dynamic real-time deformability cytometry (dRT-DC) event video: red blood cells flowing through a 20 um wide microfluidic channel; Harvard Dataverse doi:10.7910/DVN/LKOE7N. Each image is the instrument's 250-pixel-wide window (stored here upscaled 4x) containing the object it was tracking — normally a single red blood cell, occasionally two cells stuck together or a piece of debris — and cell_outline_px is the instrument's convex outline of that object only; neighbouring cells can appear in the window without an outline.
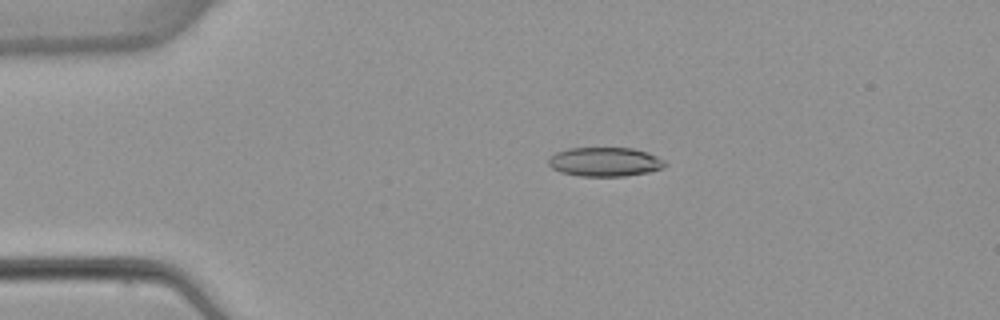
{"species": "common noctule bat (a hibernating species)", "species_latin": "Nyctalus noctula", "temperature_condition": "warm", "stored_images_in_passage": 4, "camera_frame_rate_fps": 3000, "um_per_image_px": 0.085, "animal": {"sex": "female", "body_mass_g": 22.7, "forearm_length_mm": 54.2}, "frame": {"image": 1, "passage_image": 3, "time_ms": 2.0, "image_size_px": [1000, 320], "cell_outline_px": [[668, 164], [664, 168], [648, 172], [624, 176], [580, 176], [560, 172], [552, 168], [548, 164], [548, 160], [556, 152], [568, 148], [632, 148], [648, 152], [664, 160]], "centroid_in_image_um": [51.43, 13.76], "position_along_channel_um": 33.6, "area_um2": 19.83}}